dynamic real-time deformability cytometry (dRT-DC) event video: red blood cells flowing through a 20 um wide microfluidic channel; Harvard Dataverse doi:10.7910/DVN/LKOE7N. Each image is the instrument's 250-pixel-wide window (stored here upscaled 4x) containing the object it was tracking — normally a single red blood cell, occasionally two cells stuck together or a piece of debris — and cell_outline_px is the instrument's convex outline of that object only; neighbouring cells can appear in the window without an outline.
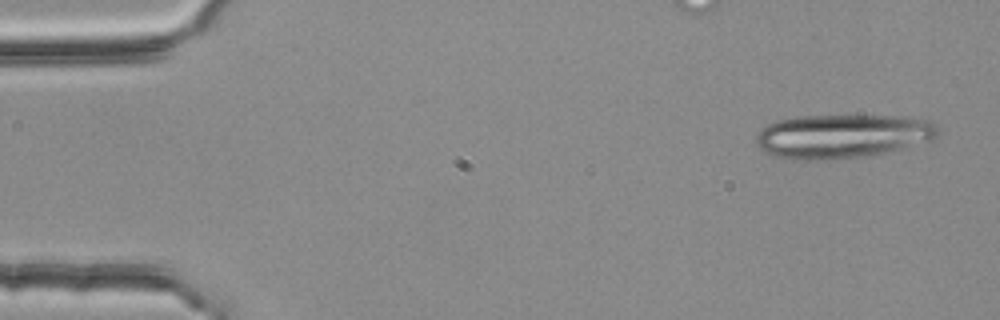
{"species": "common noctule bat (a hibernating species)", "species_latin": "Nyctalus noctula", "temperature_condition": "room temperature", "stored_images_in_passage": 5, "camera_frame_rate_fps": 3000, "um_per_image_px": 0.085, "animal": {"sex": "female", "body_mass_g": 25.1}, "frame": {"image": 1, "passage_image": 1, "time_ms": 0.0, "image_size_px": [1000, 320], "cell_outline_px": [[940, 132], [932, 140], [884, 152], [860, 156], [824, 160], [808, 160], [776, 156], [764, 152], [756, 144], [756, 136], [768, 124], [776, 120], [796, 116], [900, 116], [928, 120], [936, 124], [940, 128]], "centroid_in_image_um": [71.6, 11.55], "position_along_channel_um": 13.4, "area_um2": 46.12}}